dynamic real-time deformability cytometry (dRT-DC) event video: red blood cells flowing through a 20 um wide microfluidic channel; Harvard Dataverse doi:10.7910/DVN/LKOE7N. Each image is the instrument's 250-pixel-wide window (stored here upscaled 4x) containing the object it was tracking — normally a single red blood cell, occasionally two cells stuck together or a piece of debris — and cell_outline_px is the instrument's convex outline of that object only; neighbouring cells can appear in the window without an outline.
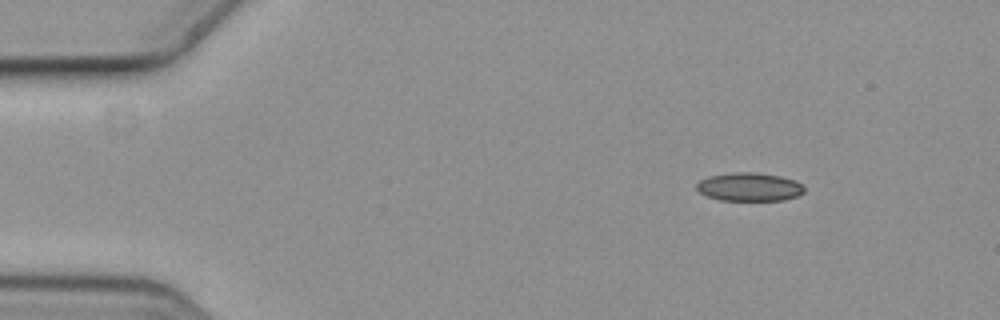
{"species": "common noctule bat (a hibernating species)", "species_latin": "Nyctalus noctula", "temperature_condition": "cold", "stored_images_in_passage": 4, "camera_frame_rate_fps": 3000, "um_per_image_px": 0.085, "animal": {"sex": "female", "body_mass_g": 19.3, "forearm_length_mm": 54.1}, "frame": {"image": 1, "passage_image": 1, "time_ms": 0.0, "image_size_px": [1000, 320], "cell_outline_px": [[804, 192], [800, 196], [784, 200], [720, 200], [708, 196], [700, 192], [696, 188], [696, 184], [700, 180], [708, 176], [732, 172], [756, 172], [780, 176], [796, 180], [804, 188]], "centroid_in_image_um": [63.71, 15.88], "position_along_channel_um": 21.3, "area_um2": 17.92}}
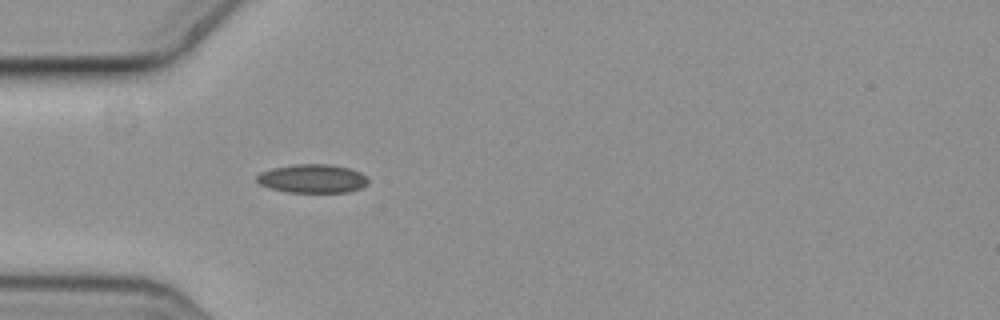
{"frame": {"image": 2, "passage_image": 4, "time_ms": 1.0, "image_size_px": [1000, 320], "cell_outline_px": [[368, 184], [360, 188], [348, 192], [288, 192], [268, 188], [260, 184], [256, 180], [256, 176], [260, 172], [272, 168], [292, 164], [328, 164], [348, 168], [360, 172], [368, 180]], "centroid_in_image_um": [26.52, 15.18], "position_along_channel_um": 58.5, "area_um2": 18.61}}